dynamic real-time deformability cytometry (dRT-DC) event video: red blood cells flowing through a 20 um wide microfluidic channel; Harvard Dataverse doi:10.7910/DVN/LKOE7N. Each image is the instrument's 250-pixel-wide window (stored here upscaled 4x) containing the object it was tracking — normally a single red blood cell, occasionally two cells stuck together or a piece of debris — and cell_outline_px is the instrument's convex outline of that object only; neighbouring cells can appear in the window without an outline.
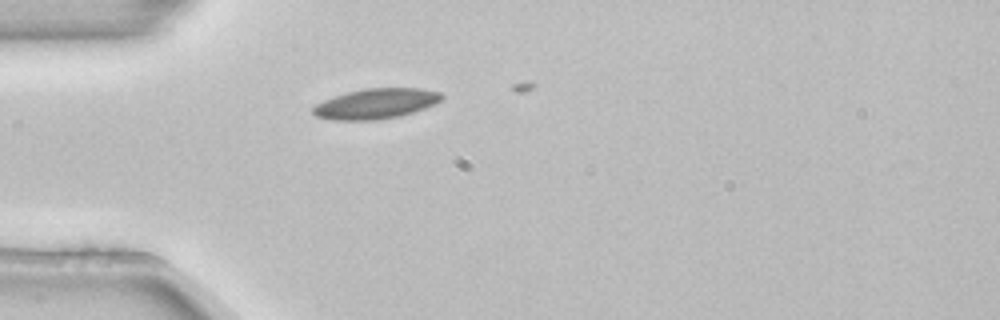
{"species": "common noctule bat (a hibernating species)", "species_latin": "Nyctalus noctula", "temperature_condition": "room temperature", "stored_images_in_passage": 1, "camera_frame_rate_fps": 3000, "um_per_image_px": 0.085, "animal": {"sex": "female", "body_mass_g": 22.7, "forearm_length_mm": 54.2}, "frame": {"image": 1, "passage_image": 1, "time_ms": 0.0, "image_size_px": [1000, 320], "cell_outline_px": [[444, 96], [440, 100], [424, 108], [400, 116], [376, 120], [332, 120], [316, 116], [312, 112], [312, 108], [316, 104], [324, 100], [348, 92], [364, 88], [420, 88], [440, 92]], "centroid_in_image_um": [31.93, 8.81], "position_along_channel_um": 53.1, "area_um2": 22.48}}